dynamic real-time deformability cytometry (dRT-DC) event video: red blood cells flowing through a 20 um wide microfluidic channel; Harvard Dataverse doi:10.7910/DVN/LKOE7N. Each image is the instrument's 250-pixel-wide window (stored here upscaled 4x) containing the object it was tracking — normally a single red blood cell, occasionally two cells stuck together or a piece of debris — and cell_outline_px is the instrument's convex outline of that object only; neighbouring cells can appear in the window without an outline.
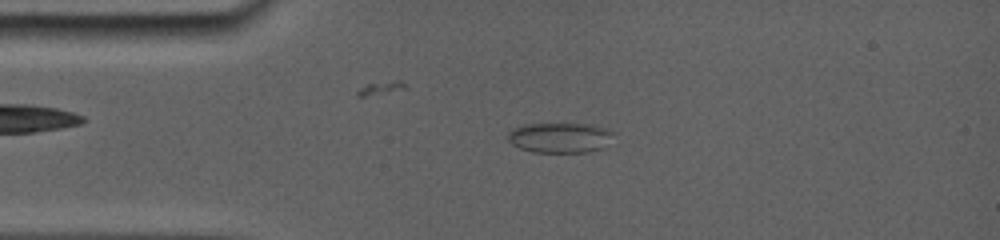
{"species": "common noctule bat (a hibernating species)", "species_latin": "Nyctalus noctula", "temperature_condition": "room temperature", "stored_images_in_passage": 29, "camera_frame_rate_fps": 5000, "um_per_image_px": 0.085, "animal": {"sex": "female", "body_mass_g": 19.0, "forearm_length_mm": 56.7}, "frame": {"image": 1, "passage_image": 6, "time_ms": 3.2, "image_size_px": [1000, 240], "cell_outline_px": [[604, 132], [580, 152], [536, 152], [524, 148], [516, 144], [512, 140], [512, 132], [516, 128], [528, 124], [580, 124], [596, 128]], "centroid_in_image_um": [47.19, 11.67], "position_along_channel_um": 37.8, "area_um2": 15.14}}
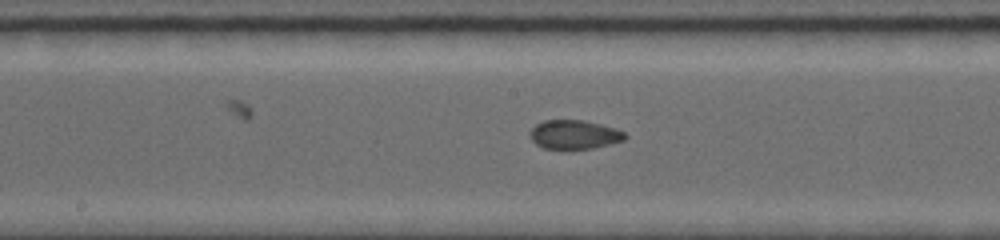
{"frame": {"image": 2, "passage_image": 15, "time_ms": 8.0, "image_size_px": [1000, 240], "cell_outline_px": [[628, 136], [624, 140], [592, 148], [544, 148], [536, 144], [532, 140], [532, 128], [536, 124], [544, 120], [584, 120], [600, 124], [624, 132]], "centroid_in_image_um": [48.82, 11.42], "position_along_channel_um": 199.4, "area_um2": 15.61}}
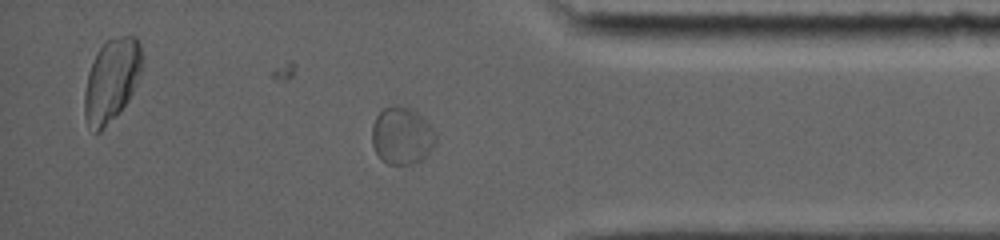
{"frame": {"image": 3, "passage_image": 25, "time_ms": 13.4, "image_size_px": [1000, 240], "cell_outline_px": [[436, 144], [428, 156], [416, 164], [388, 164], [380, 160], [372, 144], [372, 124], [376, 116], [384, 108], [392, 104], [396, 104], [408, 108], [424, 116], [436, 132]], "centroid_in_image_um": [34.19, 11.55], "position_along_channel_um": 401.0, "area_um2": 21.91}, "authors_computed_cell_mechanics": {"area_um2": 16.2418, "velocity_mm_per_s": 3.8458, "shape_relaxation_time_tau1_ms": null, "shape_relaxation_time_tau2_ms": 0.9165, "deformation_change_tau1": null, "deformation_change_tau2": 0.0524}}